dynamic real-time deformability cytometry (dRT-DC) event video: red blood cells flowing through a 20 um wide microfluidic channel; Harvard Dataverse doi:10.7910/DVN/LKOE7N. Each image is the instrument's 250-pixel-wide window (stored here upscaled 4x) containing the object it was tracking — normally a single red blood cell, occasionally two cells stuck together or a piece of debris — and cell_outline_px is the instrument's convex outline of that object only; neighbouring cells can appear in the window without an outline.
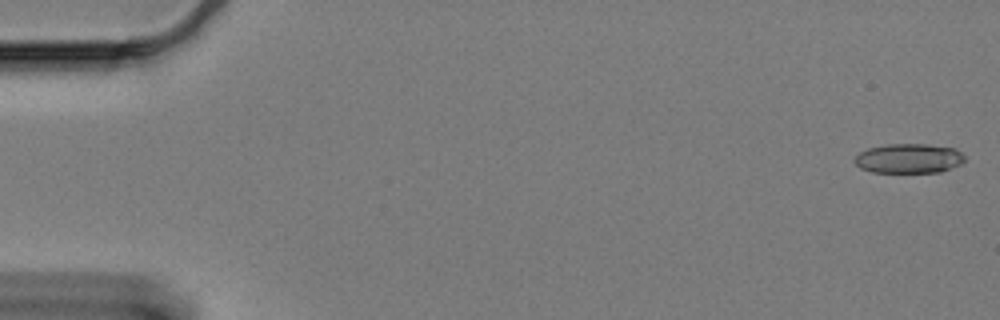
{"species": "Egyptian fruit bat (a non-hibernating species)", "species_latin": "Rousettus aegyptiacus", "temperature_condition": "cold", "stored_images_in_passage": 59, "camera_frame_rate_fps": 3000, "um_per_image_px": 0.085, "animal": {"sex": "female"}, "frame": {"image": 1, "passage_image": 1, "time_ms": 0.0, "image_size_px": [1000, 320], "cell_outline_px": [[964, 160], [960, 164], [940, 172], [872, 172], [860, 168], [852, 160], [860, 152], [868, 148], [888, 144], [928, 144], [956, 148], [964, 156]], "centroid_in_image_um": [77.23, 13.46], "position_along_channel_um": 7.8, "area_um2": 18.96}}
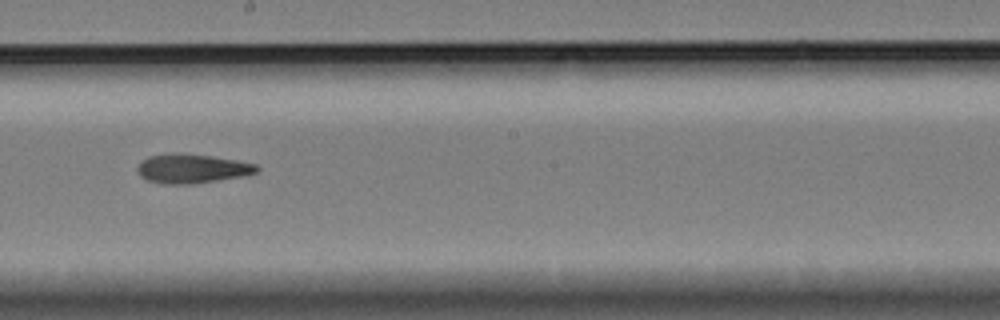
{"frame": {"image": 2, "passage_image": 34, "time_ms": 11.0, "image_size_px": [1000, 320], "cell_outline_px": [[260, 168], [256, 172], [240, 176], [192, 184], [164, 184], [148, 180], [140, 176], [136, 168], [148, 156], [212, 156], [236, 160], [256, 164]], "centroid_in_image_um": [16.35, 14.38], "position_along_channel_um": 231.9, "area_um2": 19.19}}
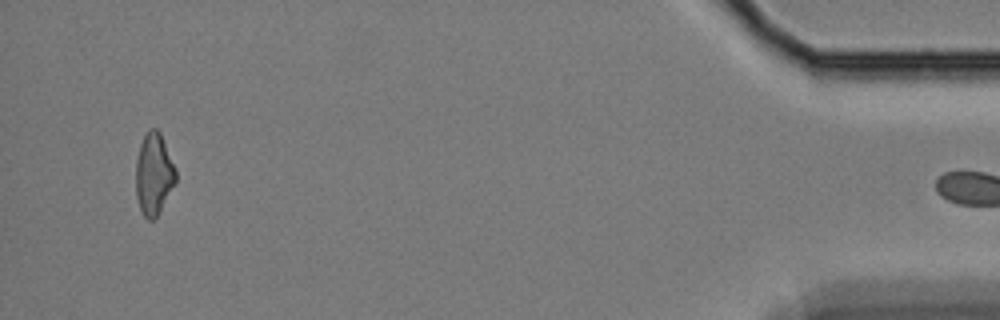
{"frame": {"image": 3, "passage_image": 58, "time_ms": 19.0, "image_size_px": [1000, 320], "cell_outline_px": [[176, 180], [156, 216], [152, 220], [148, 220], [144, 216], [140, 208], [136, 196], [136, 160], [140, 144], [144, 136], [152, 128], [156, 128], [160, 132], [176, 172]], "centroid_in_image_um": [13.04, 14.79], "position_along_channel_um": 422.2, "area_um2": 18.44}}